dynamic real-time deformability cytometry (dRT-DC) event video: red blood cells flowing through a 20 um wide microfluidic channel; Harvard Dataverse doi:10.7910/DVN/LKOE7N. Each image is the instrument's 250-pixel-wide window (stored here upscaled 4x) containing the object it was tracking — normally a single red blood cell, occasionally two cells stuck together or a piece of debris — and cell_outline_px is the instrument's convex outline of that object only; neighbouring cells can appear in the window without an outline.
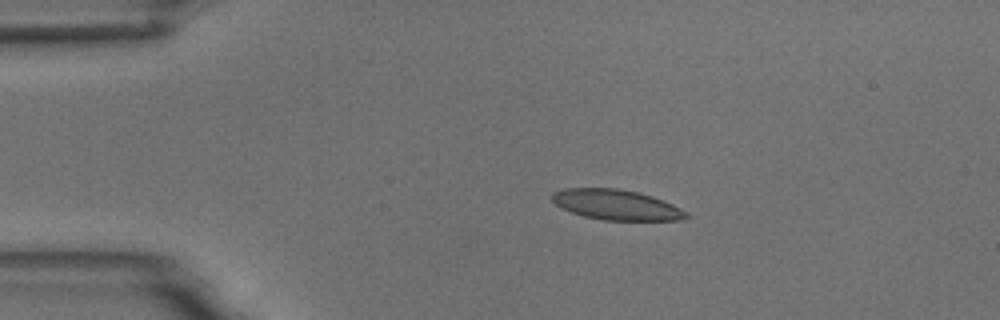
{"species": "common noctule bat (a hibernating species)", "species_latin": "Nyctalus noctula", "temperature_condition": "room temperature", "stored_images_in_passage": 5, "camera_frame_rate_fps": 3000, "um_per_image_px": 0.085, "animal": {"sex": "male", "body_mass_g": 18.8}, "frame": {"image": 1, "passage_image": 3, "time_ms": 3.333, "image_size_px": [1000, 320], "cell_outline_px": [[688, 216], [680, 220], [604, 220], [584, 216], [560, 208], [552, 200], [552, 192], [564, 188], [616, 188], [636, 192], [652, 196], [672, 204], [688, 212]], "centroid_in_image_um": [52.36, 17.4], "position_along_channel_um": 32.6, "area_um2": 23.52}}
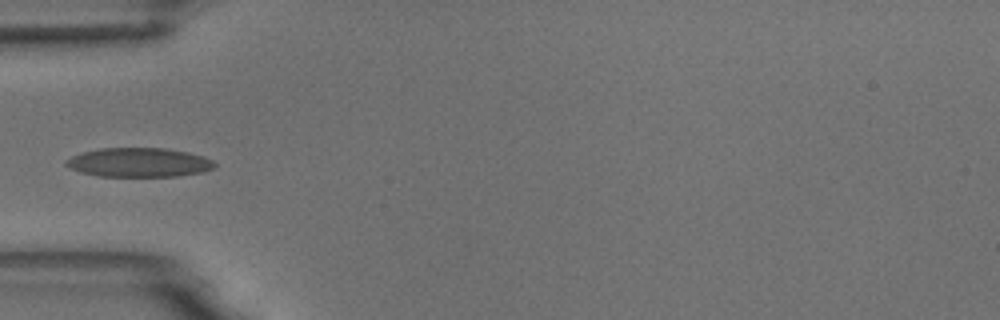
{"frame": {"image": 2, "passage_image": 5, "time_ms": 5.667, "image_size_px": [1000, 320], "cell_outline_px": [[216, 164], [212, 168], [204, 172], [176, 176], [100, 176], [80, 172], [68, 168], [64, 164], [64, 160], [72, 156], [84, 152], [100, 148], [164, 148], [188, 152], [204, 156], [212, 160]], "centroid_in_image_um": [11.79, 13.8], "position_along_channel_um": 73.2, "area_um2": 25.26}}